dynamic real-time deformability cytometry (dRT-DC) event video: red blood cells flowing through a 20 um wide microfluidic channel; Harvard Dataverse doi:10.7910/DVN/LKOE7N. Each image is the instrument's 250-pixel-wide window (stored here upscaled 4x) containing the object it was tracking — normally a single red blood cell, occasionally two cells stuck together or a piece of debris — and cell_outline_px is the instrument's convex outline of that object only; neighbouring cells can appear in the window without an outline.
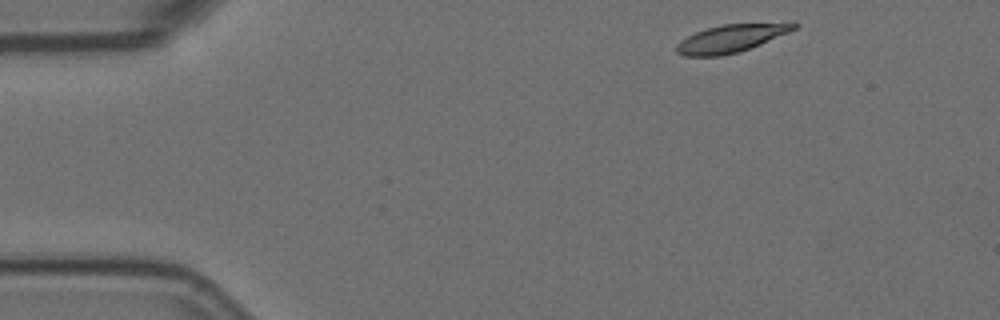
{"species": "Egyptian fruit bat (a non-hibernating species)", "species_latin": "Rousettus aegyptiacus", "temperature_condition": "room temperature", "stored_images_in_passage": 4, "camera_frame_rate_fps": 3000, "um_per_image_px": 0.085, "animal": {"sex": "female"}, "frame": {"image": 1, "passage_image": 1, "time_ms": 0.0, "image_size_px": [1000, 320], "cell_outline_px": [[800, 24], [796, 28], [788, 32], [760, 44], [740, 52], [720, 56], [684, 56], [676, 52], [676, 44], [680, 40], [696, 32], [708, 28], [724, 24], [792, 20], [796, 20]], "centroid_in_image_um": [62.25, 3.22], "position_along_channel_um": 22.7, "area_um2": 19.59}}
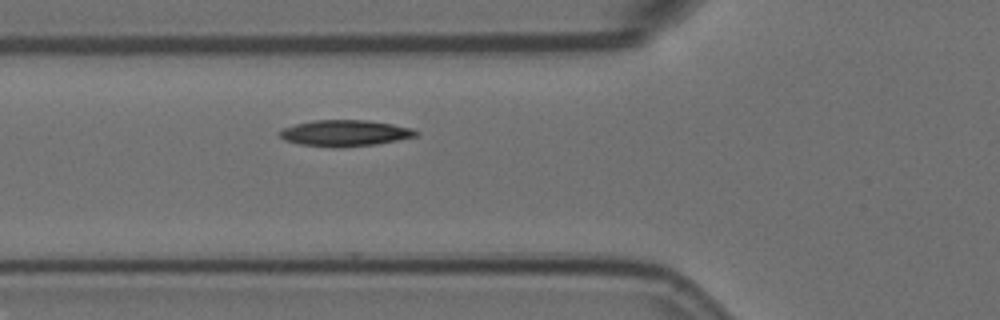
{"frame": {"image": 2, "passage_image": 4, "time_ms": 1.0, "image_size_px": [1000, 320], "cell_outline_px": [[420, 132], [416, 136], [376, 144], [340, 148], [332, 148], [300, 144], [284, 140], [276, 132], [284, 128], [296, 124], [312, 120], [368, 120], [392, 124], [412, 128]], "centroid_in_image_um": [29.3, 11.32], "position_along_channel_um": 96.5, "area_um2": 20.92}}